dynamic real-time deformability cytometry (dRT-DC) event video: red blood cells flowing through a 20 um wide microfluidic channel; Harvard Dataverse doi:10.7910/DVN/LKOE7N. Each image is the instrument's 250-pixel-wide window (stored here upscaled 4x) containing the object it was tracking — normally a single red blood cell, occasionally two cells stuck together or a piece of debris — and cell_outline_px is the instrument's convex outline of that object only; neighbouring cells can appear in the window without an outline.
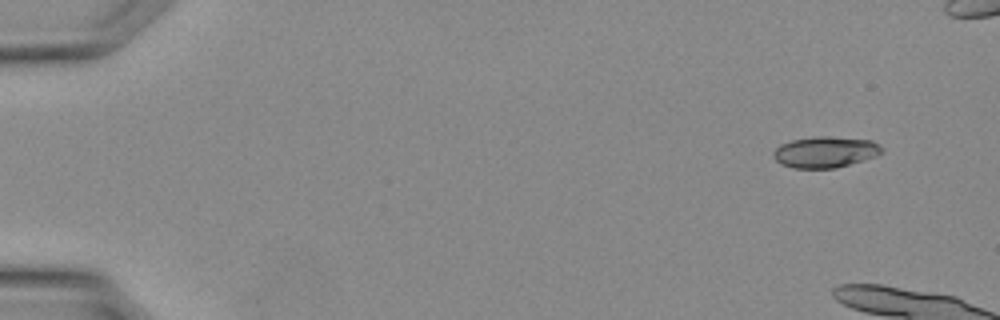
{"species": "Egyptian fruit bat (a non-hibernating species)", "species_latin": "Rousettus aegyptiacus", "temperature_condition": "warm", "stored_images_in_passage": 6, "camera_frame_rate_fps": 3000, "um_per_image_px": 0.085, "animal": {"sex": "female"}, "frame": {"image": 1, "passage_image": 1, "time_ms": 0.0, "image_size_px": [1000, 320], "cell_outline_px": [[884, 152], [876, 156], [836, 168], [792, 168], [780, 164], [772, 156], [772, 152], [780, 144], [792, 140], [812, 136], [828, 136], [872, 140], [884, 148]], "centroid_in_image_um": [70.13, 12.92], "position_along_channel_um": 14.9, "area_um2": 19.88}}